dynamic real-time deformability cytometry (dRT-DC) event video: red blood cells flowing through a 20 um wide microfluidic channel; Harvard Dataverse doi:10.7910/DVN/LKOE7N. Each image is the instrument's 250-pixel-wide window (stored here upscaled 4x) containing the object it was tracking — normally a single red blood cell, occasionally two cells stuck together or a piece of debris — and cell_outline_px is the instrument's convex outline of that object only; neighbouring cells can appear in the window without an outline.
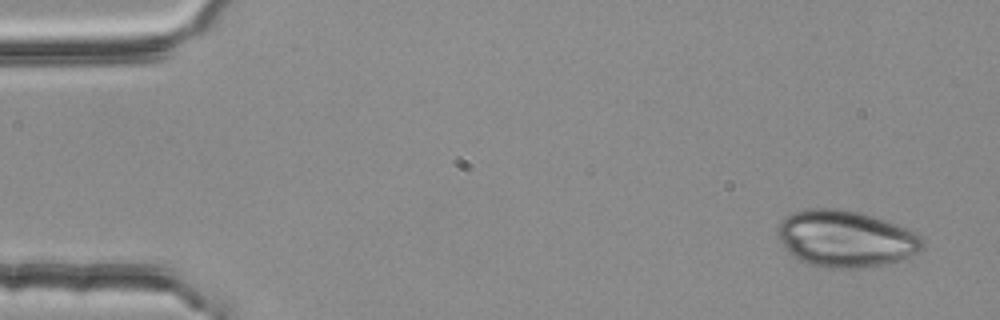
{"species": "common noctule bat (a hibernating species)", "species_latin": "Nyctalus noctula", "temperature_condition": "room temperature", "stored_images_in_passage": 6, "camera_frame_rate_fps": 3000, "um_per_image_px": 0.085, "animal": {"sex": "female", "body_mass_g": 25.1}, "frame": {"image": 1, "passage_image": 1, "time_ms": 0.0, "image_size_px": [1000, 320], "cell_outline_px": [[924, 248], [920, 252], [908, 260], [868, 268], [824, 268], [808, 264], [792, 256], [788, 252], [780, 240], [776, 232], [780, 220], [784, 216], [792, 212], [808, 208], [840, 208], [860, 212], [896, 224], [916, 232], [924, 240]], "centroid_in_image_um": [71.91, 20.31], "position_along_channel_um": 13.1, "area_um2": 48.9}}